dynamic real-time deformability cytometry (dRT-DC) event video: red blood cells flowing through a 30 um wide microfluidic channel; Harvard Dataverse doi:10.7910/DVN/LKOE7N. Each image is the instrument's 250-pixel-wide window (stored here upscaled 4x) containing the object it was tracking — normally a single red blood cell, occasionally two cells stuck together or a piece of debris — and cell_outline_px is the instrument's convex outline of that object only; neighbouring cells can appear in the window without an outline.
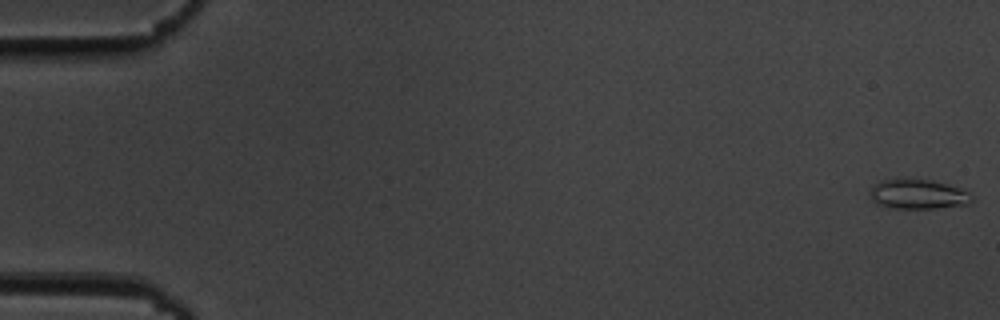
{"species": "common noctule bat (a hibernating species)", "species_latin": "Nyctalus noctula", "temperature_condition": "cold", "stored_images_in_passage": 55, "camera_frame_rate_fps": 3000, "um_per_image_px": 0.085, "animal": {"sex": "male", "body_mass_g": 19.5, "forearm_length_mm": 54.6}, "frame": {"image": 1, "passage_image": 1, "time_ms": 0.0, "image_size_px": [1000, 320], "cell_outline_px": [[972, 200], [968, 204], [932, 208], [888, 208], [876, 204], [872, 200], [868, 192], [872, 184], [880, 180], [900, 176], [908, 176], [932, 180], [948, 184], [960, 188], [968, 192], [972, 196]], "centroid_in_image_um": [77.92, 16.45], "position_along_channel_um": 7.1, "area_um2": 18.44}}
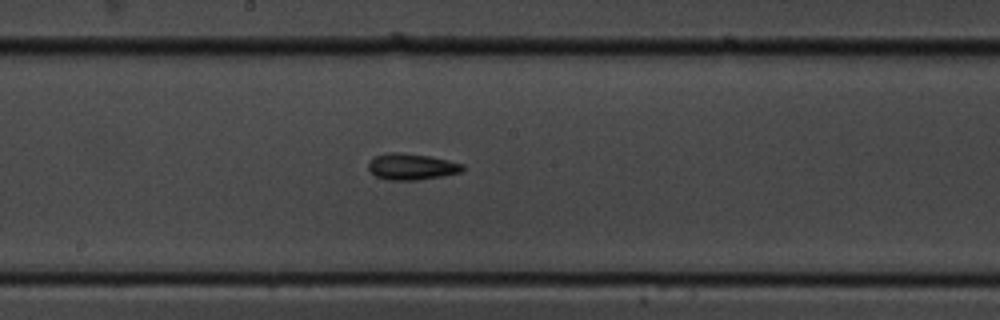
{"frame": {"image": 2, "passage_image": 30, "time_ms": 9.667, "image_size_px": [1000, 320], "cell_outline_px": [[464, 168], [460, 172], [444, 176], [420, 180], [388, 180], [376, 176], [368, 168], [368, 164], [376, 156], [388, 152], [400, 152], [428, 156], [464, 164]], "centroid_in_image_um": [34.99, 14.17], "position_along_channel_um": 213.2, "area_um2": 14.33}}
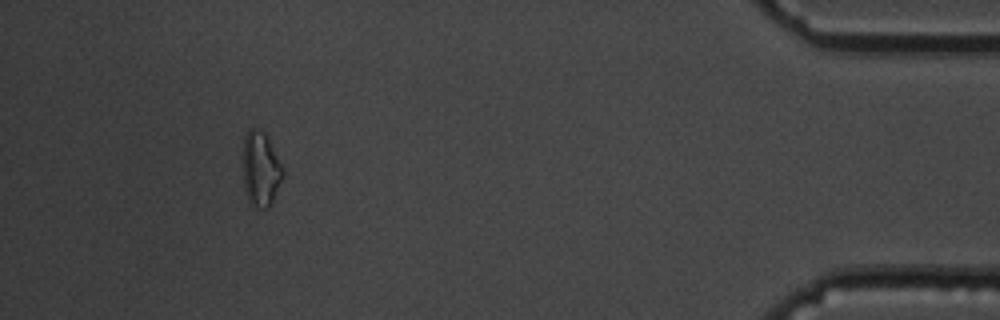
{"frame": {"image": 3, "passage_image": 51, "time_ms": 16.667, "image_size_px": [1000, 320], "cell_outline_px": [[284, 176], [268, 208], [264, 208], [252, 204], [248, 200], [244, 188], [244, 136], [252, 128], [256, 128], [264, 132], [284, 172]], "centroid_in_image_um": [22.16, 14.38], "position_along_channel_um": 413.0, "area_um2": 16.7}, "authors_computed_cell_mechanics": {"area_um2": 14.5078, "velocity_mm_per_s": 3.682, "shape_relaxation_time_tau1_ms": 3.4438, "shape_relaxation_time_tau2_ms": 4.9487, "deformation_change_tau1": 0.1172, "deformation_change_tau2": 0.1466}}